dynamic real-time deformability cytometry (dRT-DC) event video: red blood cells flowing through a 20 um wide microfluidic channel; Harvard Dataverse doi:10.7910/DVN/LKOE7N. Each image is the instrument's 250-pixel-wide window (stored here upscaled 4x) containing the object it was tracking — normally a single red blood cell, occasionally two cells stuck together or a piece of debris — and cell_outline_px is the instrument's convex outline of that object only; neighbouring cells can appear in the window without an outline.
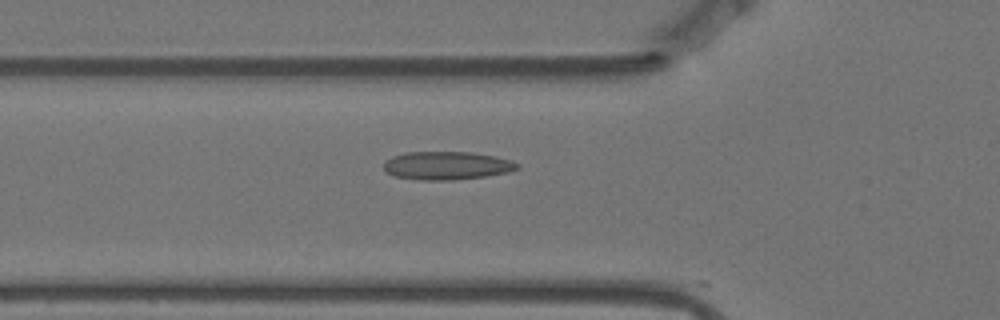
{"species": "Egyptian fruit bat (a non-hibernating species)", "species_latin": "Rousettus aegyptiacus", "temperature_condition": "warm", "stored_images_in_passage": 20, "camera_frame_rate_fps": 3000, "um_per_image_px": 0.085, "animal": {"sex": "female"}, "frame": {"image": 1, "passage_image": 19, "time_ms": 6.0, "image_size_px": [1000, 320], "cell_outline_px": [[520, 168], [508, 172], [484, 176], [452, 180], [420, 180], [392, 176], [384, 168], [384, 160], [392, 156], [404, 152], [472, 152], [512, 160], [520, 164]], "centroid_in_image_um": [37.96, 14.07], "position_along_channel_um": 87.8, "area_um2": 22.02}}